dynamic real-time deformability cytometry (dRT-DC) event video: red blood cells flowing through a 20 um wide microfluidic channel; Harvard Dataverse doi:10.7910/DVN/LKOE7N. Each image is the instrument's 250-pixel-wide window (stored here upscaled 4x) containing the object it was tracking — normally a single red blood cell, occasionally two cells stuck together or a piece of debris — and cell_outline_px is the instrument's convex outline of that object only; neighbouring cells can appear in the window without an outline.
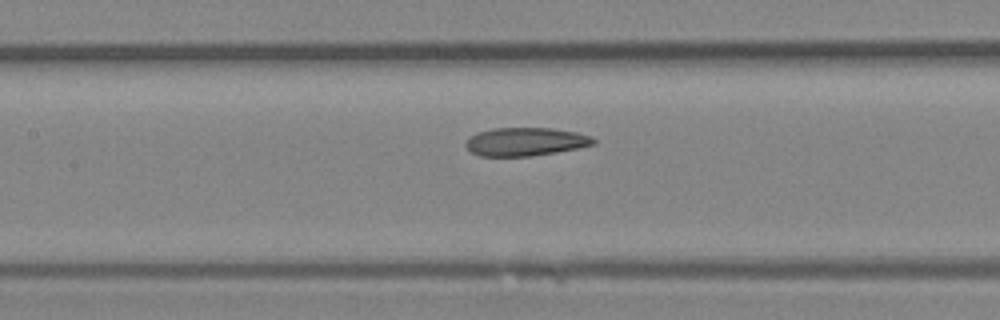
{"species": "Egyptian fruit bat (a non-hibernating species)", "species_latin": "Rousettus aegyptiacus", "temperature_condition": "room temperature", "stored_images_in_passage": 7, "camera_frame_rate_fps": 3000, "um_per_image_px": 0.085, "animal": {"sex": "female"}, "frame": {"image": 1, "passage_image": 7, "time_ms": 2.0, "image_size_px": [1000, 320], "cell_outline_px": [[596, 144], [580, 148], [532, 156], [480, 156], [472, 152], [464, 144], [468, 136], [492, 128], [552, 128], [576, 132], [592, 136], [596, 140]], "centroid_in_image_um": [44.69, 12.04], "position_along_channel_um": 162.7, "area_um2": 21.21}}